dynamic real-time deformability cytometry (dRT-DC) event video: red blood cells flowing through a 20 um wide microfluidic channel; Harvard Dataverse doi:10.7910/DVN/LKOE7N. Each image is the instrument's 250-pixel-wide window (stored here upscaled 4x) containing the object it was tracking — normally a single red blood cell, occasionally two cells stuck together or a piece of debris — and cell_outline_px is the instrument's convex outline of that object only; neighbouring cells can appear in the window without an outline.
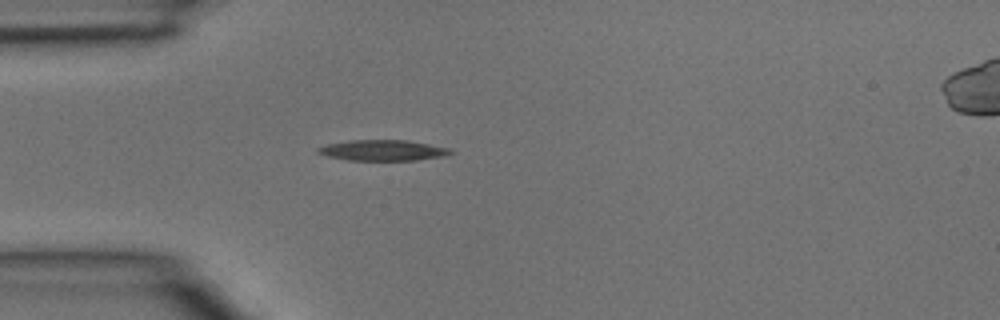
{"species": "common noctule bat (a hibernating species)", "species_latin": "Nyctalus noctula", "temperature_condition": "room temperature", "stored_images_in_passage": 1, "camera_frame_rate_fps": 3000, "um_per_image_px": 0.085, "animal": {"sex": "male", "body_mass_g": 15.6}, "frame": {"image": 1, "passage_image": 1, "time_ms": 0.0, "image_size_px": [1000, 320], "cell_outline_px": [[456, 152], [444, 156], [416, 160], [348, 160], [328, 156], [316, 152], [316, 148], [328, 144], [348, 140], [408, 140], [452, 148]], "centroid_in_image_um": [32.59, 12.77], "position_along_channel_um": 52.4, "area_um2": 16.13}}